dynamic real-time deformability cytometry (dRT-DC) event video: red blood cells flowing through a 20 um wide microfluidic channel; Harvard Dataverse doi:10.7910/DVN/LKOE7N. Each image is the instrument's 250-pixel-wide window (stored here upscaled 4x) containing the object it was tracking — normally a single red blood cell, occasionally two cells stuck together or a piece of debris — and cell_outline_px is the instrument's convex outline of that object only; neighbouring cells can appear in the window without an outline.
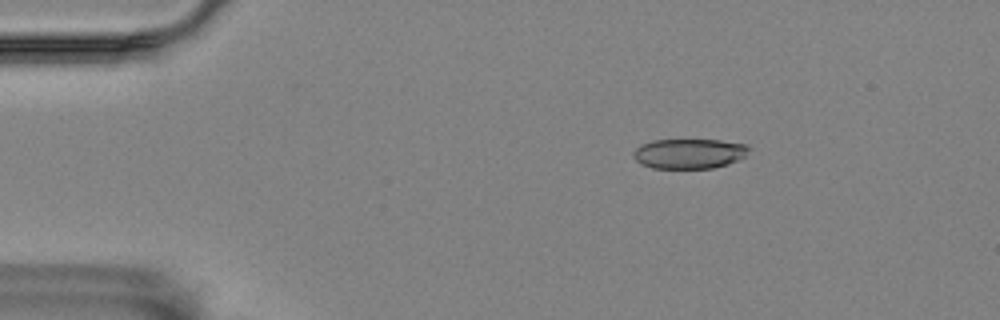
{"species": "Egyptian fruit bat (a non-hibernating species)", "species_latin": "Rousettus aegyptiacus", "temperature_condition": "room temperature", "stored_images_in_passage": 48, "camera_frame_rate_fps": 3000, "um_per_image_px": 0.085, "animal": {"sex": "female"}, "frame": {"image": 1, "passage_image": 3, "time_ms": 0.667, "image_size_px": [1000, 320], "cell_outline_px": [[732, 144], [728, 160], [720, 164], [704, 168], [664, 168], [668, 140], [708, 140]], "centroid_in_image_um": [59.16, 13.07], "position_along_channel_um": 25.8, "area_um2": 11.96}}
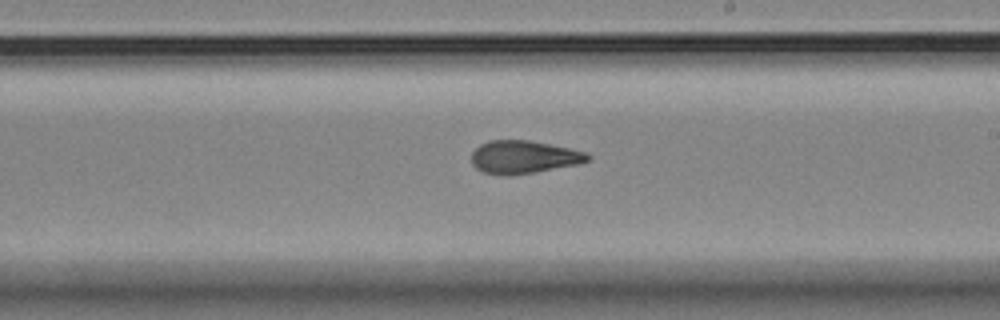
{"frame": {"image": 2, "passage_image": 27, "time_ms": 8.667, "image_size_px": [1000, 320], "cell_outline_px": [[584, 160], [540, 168], [512, 172], [508, 172], [504, 144], [532, 144], [556, 148], [572, 152], [584, 156]], "centroid_in_image_um": [45.62, 13.34], "position_along_channel_um": 243.4, "area_um2": 10.92}}
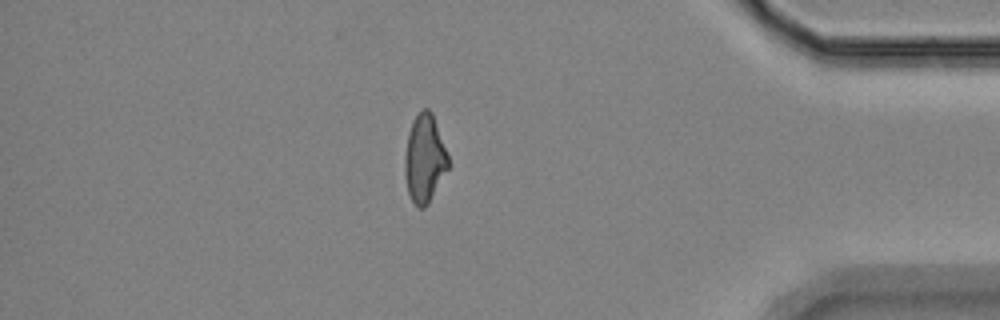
{"frame": {"image": 3, "passage_image": 43, "time_ms": 14.0, "image_size_px": [1000, 320], "cell_outline_px": [[448, 164], [424, 204], [412, 196], [408, 184], [408, 144], [412, 128], [416, 120], [428, 112], [432, 120], [448, 160]], "centroid_in_image_um": [36.11, 13.47], "position_along_channel_um": 399.1, "area_um2": 17.63}}